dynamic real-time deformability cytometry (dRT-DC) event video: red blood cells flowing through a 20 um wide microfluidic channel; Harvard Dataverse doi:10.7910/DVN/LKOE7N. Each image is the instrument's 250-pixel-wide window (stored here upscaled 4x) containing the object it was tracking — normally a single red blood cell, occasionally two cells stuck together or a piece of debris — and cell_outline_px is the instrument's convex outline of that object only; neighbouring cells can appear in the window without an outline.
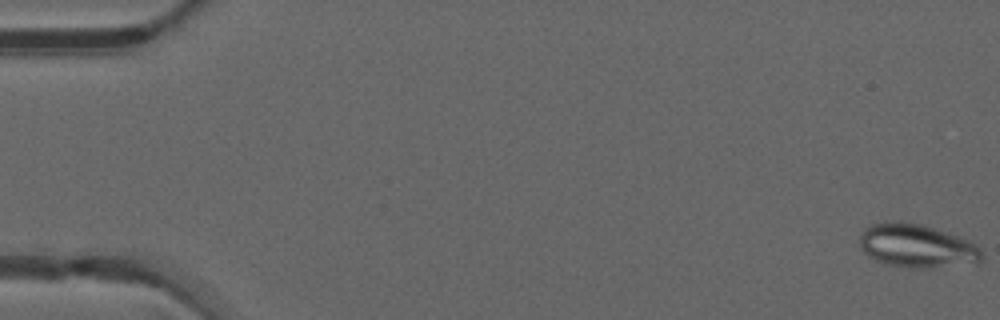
{"species": "common noctule bat (a hibernating species)", "species_latin": "Nyctalus noctula", "temperature_condition": "warm", "stored_images_in_passage": 50, "camera_frame_rate_fps": 3000, "um_per_image_px": 0.085, "animal": {"sex": "male", "forearm_length_mm": 52.5}, "frame": {"image": 1, "passage_image": 1, "time_ms": 0.0, "image_size_px": [1000, 320], "cell_outline_px": [[984, 256], [976, 264], [932, 268], [908, 268], [884, 264], [868, 256], [860, 248], [860, 232], [864, 228], [872, 224], [896, 220], [900, 220], [920, 224], [968, 240], [976, 244], [980, 248]], "centroid_in_image_um": [77.92, 20.92], "position_along_channel_um": 7.1, "area_um2": 31.33}}
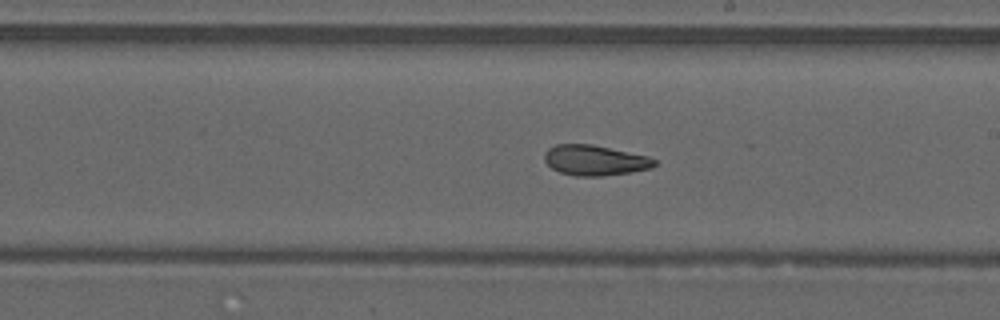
{"frame": {"image": 2, "passage_image": 29, "time_ms": 9.333, "image_size_px": [1000, 320], "cell_outline_px": [[656, 164], [652, 168], [628, 172], [600, 176], [576, 176], [560, 172], [552, 168], [544, 160], [544, 152], [548, 148], [556, 144], [592, 144], [648, 156], [656, 160]], "centroid_in_image_um": [50.54, 13.61], "position_along_channel_um": 238.5, "area_um2": 19.36}}
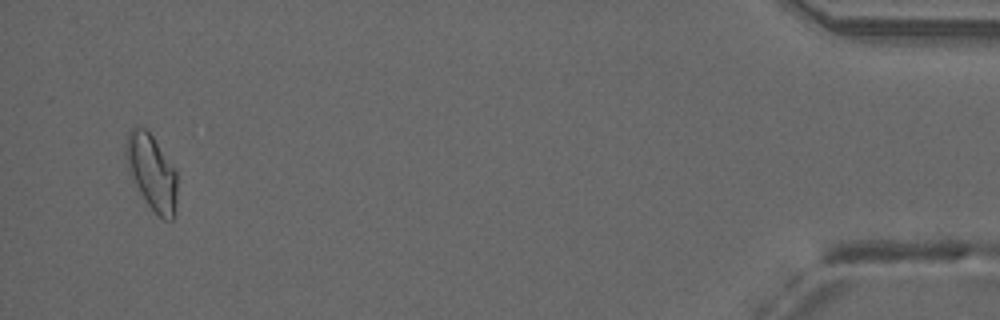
{"frame": {"image": 3, "passage_image": 48, "time_ms": 15.667, "image_size_px": [1000, 320], "cell_outline_px": [[176, 204], [172, 220], [164, 220], [148, 204], [132, 180], [128, 172], [124, 152], [124, 148], [128, 132], [132, 128], [144, 128], [152, 136], [176, 172]], "centroid_in_image_um": [12.86, 14.63], "position_along_channel_um": 422.3, "area_um2": 22.08}, "authors_computed_cell_mechanics": {"area_um2": 21.4149, "velocity_mm_per_s": 4.1767, "shape_relaxation_time_tau1_ms": null, "shape_relaxation_time_tau2_ms": 2.1907, "deformation_change_tau1": null, "deformation_change_tau2": 0.097}}